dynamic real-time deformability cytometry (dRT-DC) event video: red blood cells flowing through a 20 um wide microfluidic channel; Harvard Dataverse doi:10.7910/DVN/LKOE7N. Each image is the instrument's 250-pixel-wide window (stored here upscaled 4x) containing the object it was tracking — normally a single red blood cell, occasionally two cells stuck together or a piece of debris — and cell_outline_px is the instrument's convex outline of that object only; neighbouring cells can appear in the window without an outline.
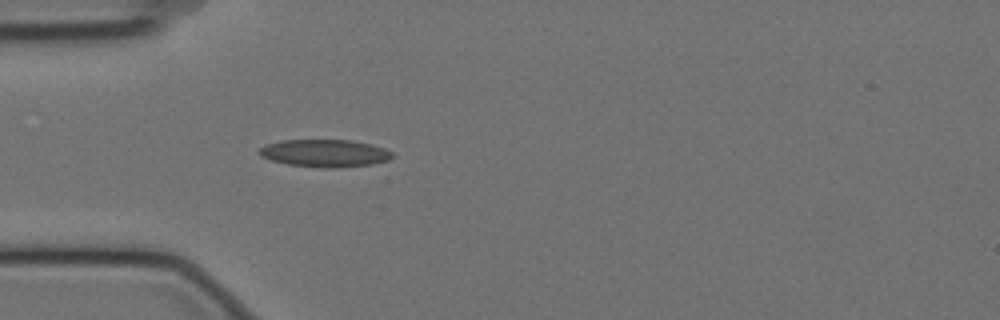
{"species": "Egyptian fruit bat (a non-hibernating species)", "species_latin": "Rousettus aegyptiacus", "temperature_condition": "cold", "stored_images_in_passage": 3, "camera_frame_rate_fps": 3000, "um_per_image_px": 0.085, "animal": {"sex": "female"}, "frame": {"image": 1, "passage_image": 1, "time_ms": 0.0, "image_size_px": [1000, 320], "cell_outline_px": [[396, 156], [388, 160], [372, 164], [336, 168], [324, 168], [288, 164], [272, 160], [260, 156], [256, 152], [260, 148], [268, 144], [280, 140], [352, 140], [372, 144], [384, 148], [392, 152]], "centroid_in_image_um": [27.63, 13.02], "position_along_channel_um": 57.4, "area_um2": 21.44}}